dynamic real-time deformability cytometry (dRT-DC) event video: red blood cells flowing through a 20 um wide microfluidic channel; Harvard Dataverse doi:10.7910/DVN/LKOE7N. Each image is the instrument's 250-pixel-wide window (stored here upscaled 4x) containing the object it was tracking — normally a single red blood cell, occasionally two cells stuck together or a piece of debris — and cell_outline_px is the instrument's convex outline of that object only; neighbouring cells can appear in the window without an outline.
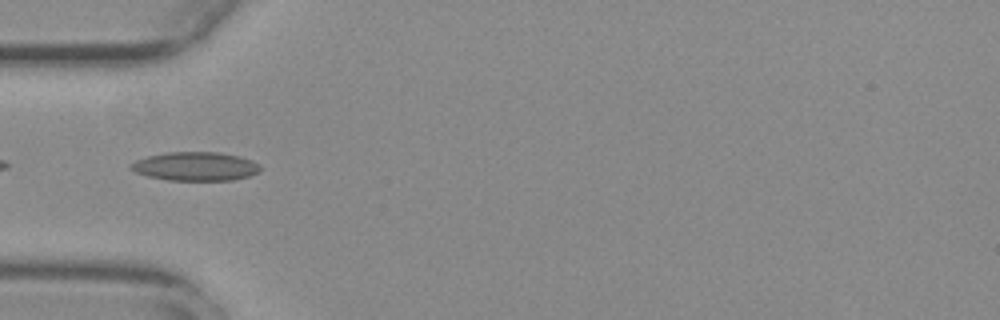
{"species": "common noctule bat (a hibernating species)", "species_latin": "Nyctalus noctula", "temperature_condition": "warm", "stored_images_in_passage": 54, "camera_frame_rate_fps": 3000, "um_per_image_px": 0.085, "animal": {"sex": "female", "body_mass_g": 29.2, "forearm_length_mm": 56.3}, "frame": {"image": 1, "passage_image": 17, "time_ms": 5.333, "image_size_px": [1000, 320], "cell_outline_px": [[260, 172], [248, 176], [232, 180], [168, 180], [148, 176], [136, 172], [132, 168], [132, 164], [136, 160], [148, 156], [168, 152], [220, 152], [240, 156], [252, 160], [260, 164]], "centroid_in_image_um": [16.67, 14.13], "position_along_channel_um": 68.3, "area_um2": 21.56}}
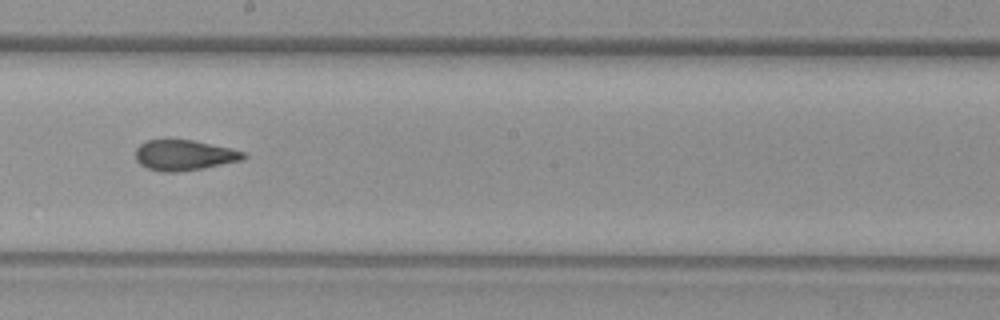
{"frame": {"image": 2, "passage_image": 30, "time_ms": 9.667, "image_size_px": [1000, 320], "cell_outline_px": [[248, 156], [244, 160], [204, 168], [176, 172], [164, 172], [148, 168], [140, 164], [136, 160], [136, 148], [140, 144], [148, 140], [192, 140], [232, 148], [244, 152]], "centroid_in_image_um": [15.69, 13.19], "position_along_channel_um": 232.5, "area_um2": 19.19}}
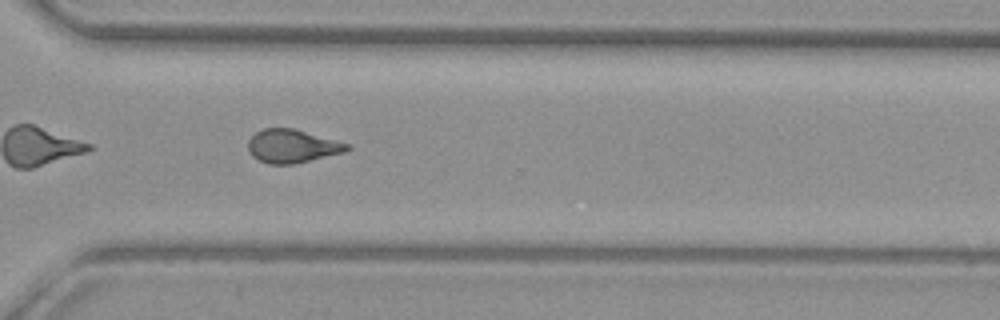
{"frame": {"image": 3, "passage_image": 39, "time_ms": 12.667, "image_size_px": [1000, 320], "cell_outline_px": [[352, 148], [344, 152], [292, 164], [268, 164], [252, 156], [248, 152], [248, 140], [256, 132], [264, 128], [292, 128], [352, 144]], "centroid_in_image_um": [24.84, 12.41], "position_along_channel_um": 345.8, "area_um2": 19.19}, "authors_computed_cell_mechanics": {"area_um2": 20.1433, "velocity_mm_per_s": 3.7779, "shape_relaxation_time_tau1_ms": null, "shape_relaxation_time_tau2_ms": 1.9306, "deformation_change_tau1": null, "deformation_change_tau2": 0.0956}}